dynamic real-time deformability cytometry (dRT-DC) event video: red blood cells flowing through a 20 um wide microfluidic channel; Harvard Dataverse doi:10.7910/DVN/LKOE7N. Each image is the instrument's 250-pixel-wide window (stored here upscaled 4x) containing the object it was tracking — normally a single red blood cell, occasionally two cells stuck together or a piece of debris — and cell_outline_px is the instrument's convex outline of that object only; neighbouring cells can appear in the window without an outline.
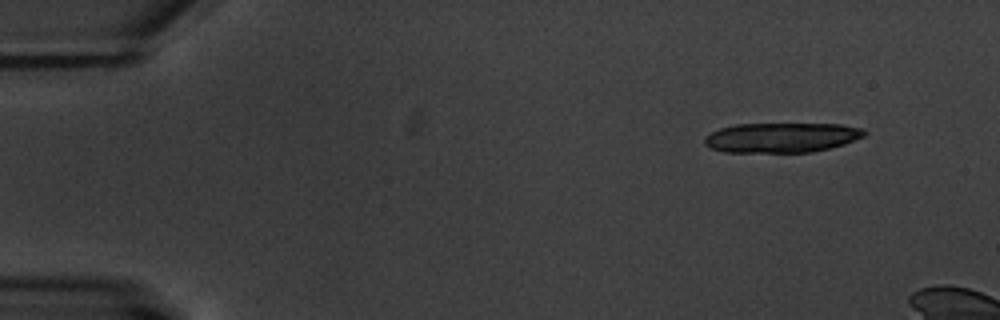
{"species": "common noctule bat (a hibernating species)", "species_latin": "Nyctalus noctula", "temperature_condition": "warm", "stored_images_in_passage": 5, "camera_frame_rate_fps": 3000, "um_per_image_px": 0.085, "animal": {"sex": "male", "body_mass_g": 20.1, "forearm_length_mm": 53.5}, "frame": {"image": 1, "passage_image": 1, "time_ms": 0.0, "image_size_px": [1000, 320], "cell_outline_px": [[868, 132], [864, 136], [844, 144], [812, 152], [724, 152], [712, 148], [704, 144], [704, 136], [720, 128], [736, 124], [840, 124], [864, 128]], "centroid_in_image_um": [66.44, 11.69], "position_along_channel_um": 18.6, "area_um2": 27.8}}